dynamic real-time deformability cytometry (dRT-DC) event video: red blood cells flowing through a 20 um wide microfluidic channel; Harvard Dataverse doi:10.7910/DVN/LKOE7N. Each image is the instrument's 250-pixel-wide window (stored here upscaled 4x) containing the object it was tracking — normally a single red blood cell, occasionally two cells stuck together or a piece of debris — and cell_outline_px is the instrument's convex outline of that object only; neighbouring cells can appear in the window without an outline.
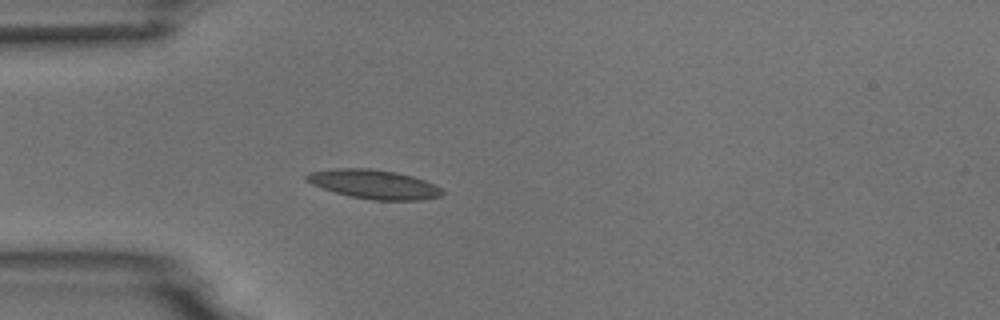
{"species": "common noctule bat (a hibernating species)", "species_latin": "Nyctalus noctula", "temperature_condition": "room temperature", "stored_images_in_passage": 42, "camera_frame_rate_fps": 3000, "um_per_image_px": 0.085, "animal": {"sex": "male", "body_mass_g": 18.8}, "frame": {"image": 1, "passage_image": 6, "time_ms": 1.667, "image_size_px": [1000, 320], "cell_outline_px": [[444, 192], [440, 196], [420, 200], [372, 200], [352, 196], [336, 192], [312, 184], [304, 180], [304, 176], [308, 172], [332, 168], [372, 168], [396, 172], [412, 176], [424, 180], [440, 188]], "centroid_in_image_um": [31.75, 15.64], "position_along_channel_um": 53.3, "area_um2": 22.89}}
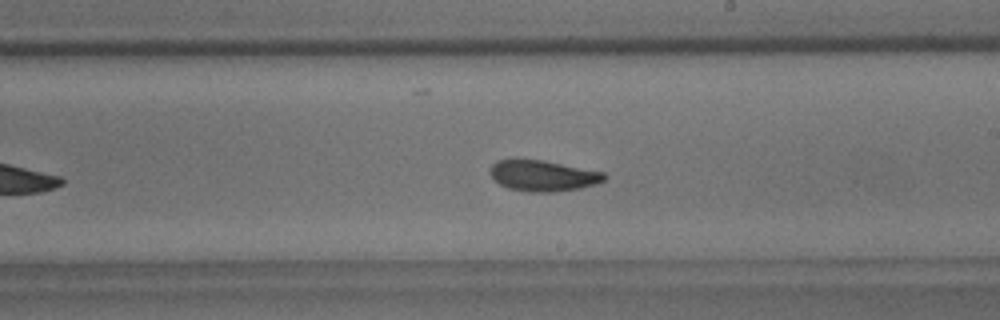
{"frame": {"image": 2, "passage_image": 22, "time_ms": 7.0, "image_size_px": [1000, 320], "cell_outline_px": [[608, 176], [604, 180], [596, 184], [580, 188], [552, 192], [528, 192], [508, 188], [500, 184], [492, 176], [492, 164], [496, 160], [512, 156], [516, 156], [544, 160], [604, 172]], "centroid_in_image_um": [46.13, 14.89], "position_along_channel_um": 242.9, "area_um2": 21.1}}
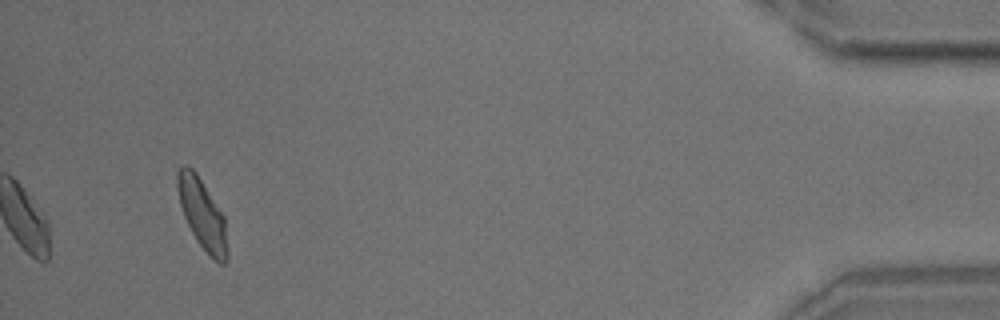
{"frame": {"image": 3, "passage_image": 42, "time_ms": 13.667, "image_size_px": [1000, 320], "cell_outline_px": [[228, 260], [224, 264], [220, 264], [196, 240], [184, 216], [180, 204], [176, 184], [176, 172], [184, 164], [188, 164], [196, 172], [224, 216], [228, 248]], "centroid_in_image_um": [17.19, 18.17], "position_along_channel_um": 418.0, "area_um2": 20.23}, "authors_computed_cell_mechanics": {"area_um2": 20.4323, "velocity_mm_per_s": 3.7029, "shape_relaxation_time_tau1_ms": 5.1881, "shape_relaxation_time_tau2_ms": 2.6081, "deformation_change_tau1": 0.1276, "deformation_change_tau2": 0.0947}}